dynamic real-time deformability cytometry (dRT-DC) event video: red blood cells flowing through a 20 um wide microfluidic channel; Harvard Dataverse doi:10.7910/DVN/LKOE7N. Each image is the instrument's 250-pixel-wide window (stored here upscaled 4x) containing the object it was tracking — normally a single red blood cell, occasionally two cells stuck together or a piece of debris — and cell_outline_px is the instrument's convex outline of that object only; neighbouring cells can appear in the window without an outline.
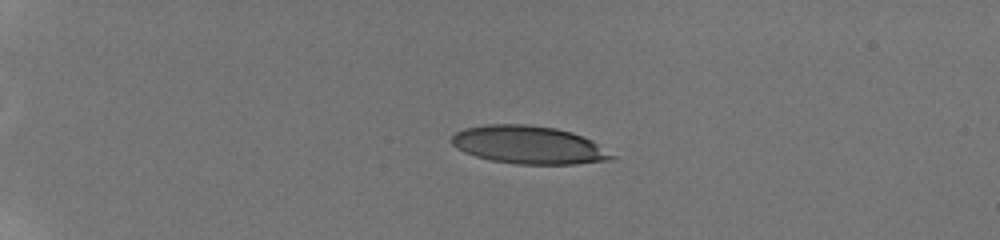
{"species": "human", "species_latin": "Homo sapiens", "temperature_condition": "room temperature", "stored_images_in_passage": 56, "camera_frame_rate_fps": 3000, "um_per_image_px": 0.085, "donor": {"sex": "male"}, "frame": {"image": 1, "passage_image": 15, "time_ms": 4.667, "image_size_px": [1000, 240], "cell_outline_px": [[616, 156], [612, 160], [576, 164], [516, 164], [488, 160], [464, 152], [456, 148], [452, 144], [452, 136], [456, 132], [464, 128], [484, 124], [528, 124], [556, 128], [572, 132], [592, 140]], "centroid_in_image_um": [44.94, 12.32], "position_along_channel_um": 40.1, "area_um2": 35.66}}
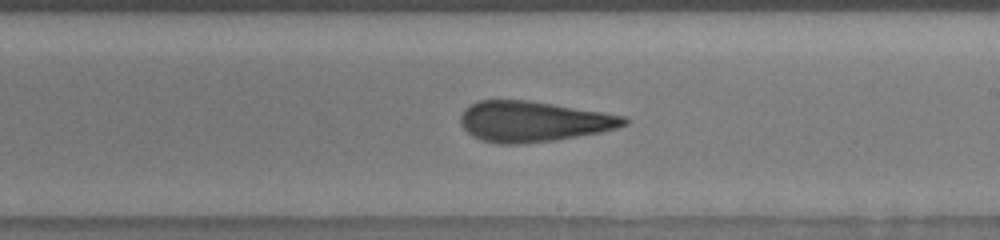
{"frame": {"image": 2, "passage_image": 37, "time_ms": 12.0, "image_size_px": [1000, 240], "cell_outline_px": [[628, 124], [616, 128], [600, 132], [556, 140], [524, 144], [496, 144], [480, 140], [472, 136], [460, 124], [460, 116], [464, 108], [468, 104], [476, 100], [528, 100], [604, 112], [624, 116], [628, 120]], "centroid_in_image_um": [45.28, 10.33], "position_along_channel_um": 243.7, "area_um2": 38.96}}
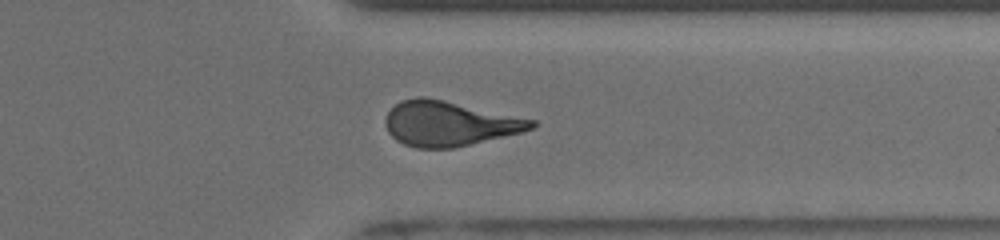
{"frame": {"image": 3, "passage_image": 47, "time_ms": 15.333, "image_size_px": [1000, 240], "cell_outline_px": [[540, 124], [532, 128], [520, 132], [452, 148], [416, 148], [404, 144], [396, 140], [388, 132], [384, 124], [384, 120], [388, 112], [400, 100], [416, 96], [424, 96], [444, 100], [536, 120]], "centroid_in_image_um": [38.14, 10.49], "position_along_channel_um": 373.3, "area_um2": 38.03}}